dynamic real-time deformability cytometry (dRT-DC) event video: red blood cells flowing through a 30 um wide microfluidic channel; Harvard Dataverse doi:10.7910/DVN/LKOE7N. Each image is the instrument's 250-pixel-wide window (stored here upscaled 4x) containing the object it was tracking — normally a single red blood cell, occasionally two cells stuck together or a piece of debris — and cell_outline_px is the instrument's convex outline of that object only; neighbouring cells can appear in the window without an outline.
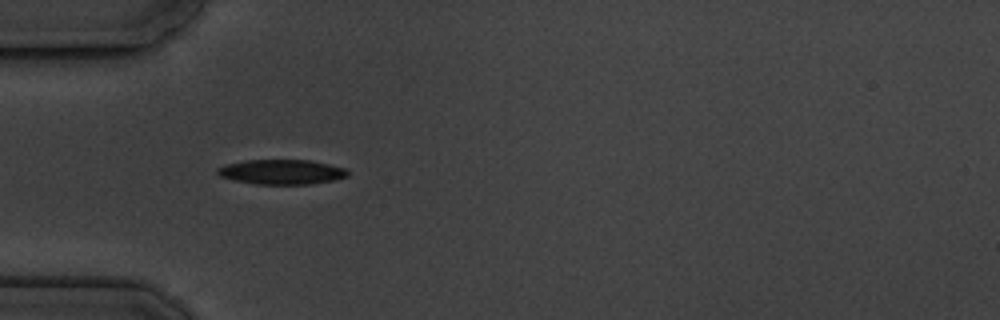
{"species": "common noctule bat (a hibernating species)", "species_latin": "Nyctalus noctula", "temperature_condition": "cold", "stored_images_in_passage": 3, "camera_frame_rate_fps": 3000, "um_per_image_px": 0.085, "animal": {"sex": "male", "body_mass_g": 19.5, "forearm_length_mm": 54.6}, "frame": {"image": 1, "passage_image": 2, "time_ms": 1.333, "image_size_px": [1000, 320], "cell_outline_px": [[348, 176], [332, 180], [308, 184], [256, 184], [236, 180], [220, 176], [216, 172], [216, 168], [228, 164], [248, 160], [308, 160], [348, 168]], "centroid_in_image_um": [23.96, 14.61], "position_along_channel_um": 61.0, "area_um2": 18.61}}